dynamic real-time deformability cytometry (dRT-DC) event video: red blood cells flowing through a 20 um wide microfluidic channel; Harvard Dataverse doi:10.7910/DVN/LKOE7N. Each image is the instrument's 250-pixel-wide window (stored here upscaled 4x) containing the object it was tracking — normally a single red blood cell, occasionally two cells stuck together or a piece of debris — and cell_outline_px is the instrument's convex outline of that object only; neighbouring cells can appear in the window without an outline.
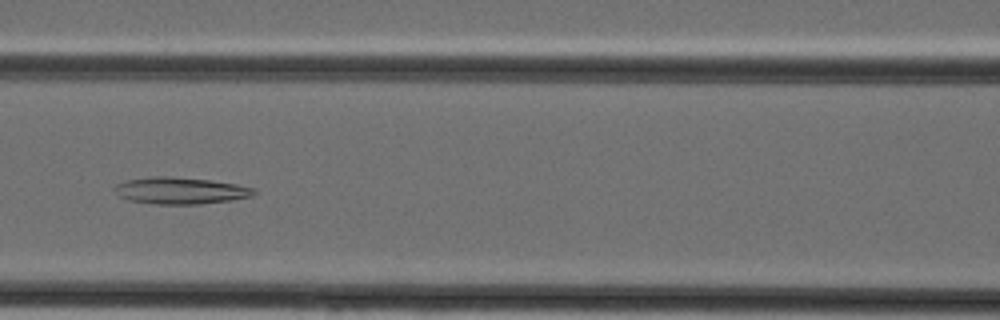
{"species": "Egyptian fruit bat (a non-hibernating species)", "species_latin": "Rousettus aegyptiacus", "temperature_condition": "cold", "stored_images_in_passage": 29, "camera_frame_rate_fps": 3000, "um_per_image_px": 0.085, "animal": {"sex": "female"}, "frame": {"image": 1, "passage_image": 7, "time_ms": 2.0, "image_size_px": [1000, 320], "cell_outline_px": [[260, 192], [252, 196], [232, 200], [200, 204], [156, 204], [128, 200], [120, 196], [112, 188], [116, 184], [128, 180], [152, 176], [168, 176], [208, 180], [236, 184], [256, 188]], "centroid_in_image_um": [15.37, 16.21], "position_along_channel_um": 151.2, "area_um2": 21.79}}
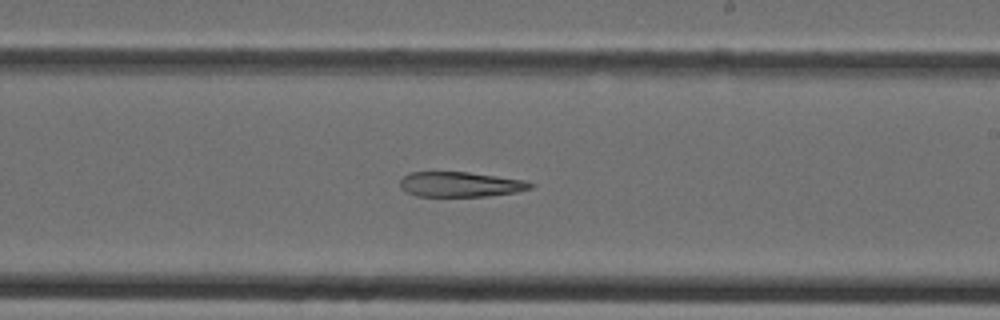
{"frame": {"image": 2, "passage_image": 13, "time_ms": 4.0, "image_size_px": [1000, 320], "cell_outline_px": [[536, 184], [532, 188], [516, 192], [488, 196], [416, 196], [404, 192], [400, 188], [400, 180], [408, 172], [468, 172], [528, 180]], "centroid_in_image_um": [39.15, 15.67], "position_along_channel_um": 249.9, "area_um2": 19.31}}
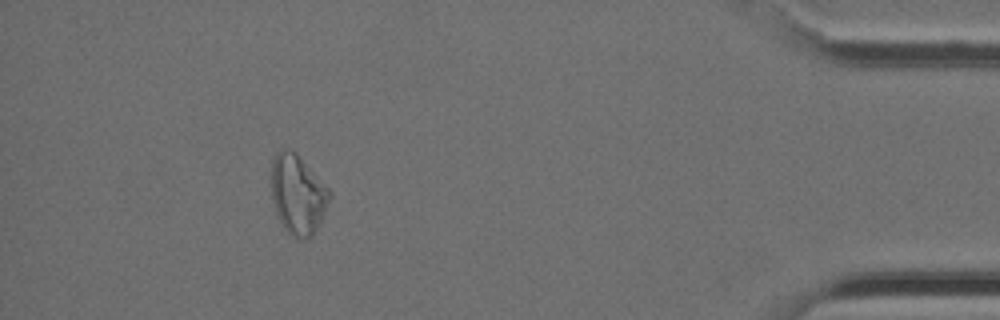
{"frame": {"image": 3, "passage_image": 26, "time_ms": 8.333, "image_size_px": [1000, 320], "cell_outline_px": [[332, 196], [312, 236], [296, 240], [284, 228], [276, 212], [272, 200], [272, 160], [276, 152], [280, 148], [288, 148], [296, 152], [332, 192]], "centroid_in_image_um": [25.3, 16.5], "position_along_channel_um": 409.9, "area_um2": 26.88}}